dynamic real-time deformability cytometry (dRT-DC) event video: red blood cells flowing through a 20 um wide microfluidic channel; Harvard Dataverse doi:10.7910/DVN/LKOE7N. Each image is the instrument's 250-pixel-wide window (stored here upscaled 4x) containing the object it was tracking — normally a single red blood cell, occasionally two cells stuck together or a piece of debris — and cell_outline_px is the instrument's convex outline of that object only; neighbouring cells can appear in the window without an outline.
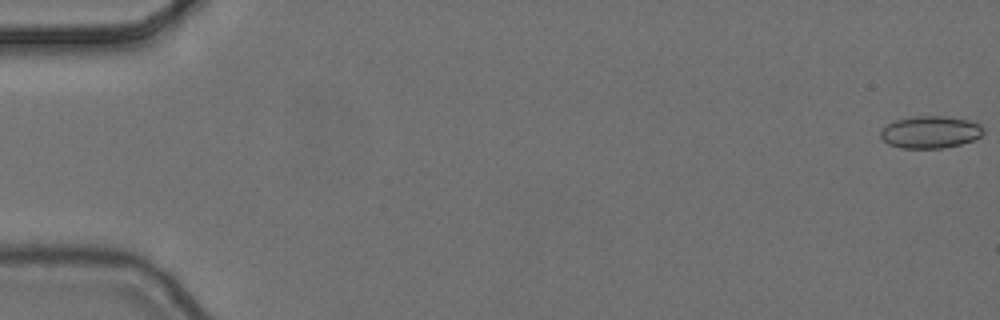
{"species": "common noctule bat (a hibernating species)", "species_latin": "Nyctalus noctula", "temperature_condition": "cold", "stored_images_in_passage": 4, "camera_frame_rate_fps": 3000, "um_per_image_px": 0.085, "animal": {"sex": "female", "body_mass_g": 24.6, "forearm_length_mm": 56.2}, "frame": {"image": 1, "passage_image": 1, "time_ms": 0.0, "image_size_px": [1000, 320], "cell_outline_px": [[984, 132], [980, 136], [972, 140], [960, 144], [944, 148], [900, 148], [888, 144], [880, 136], [880, 132], [888, 124], [896, 120], [912, 116], [948, 116], [968, 120], [980, 124], [984, 128]], "centroid_in_image_um": [79.09, 11.22], "position_along_channel_um": 5.9, "area_um2": 19.31}}
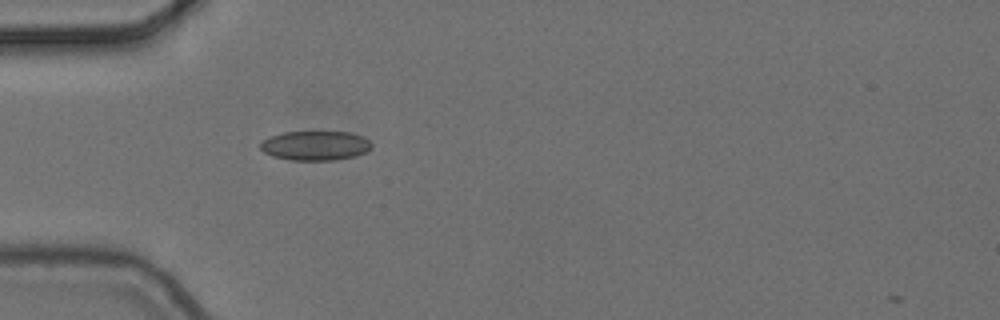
{"frame": {"image": 2, "passage_image": 4, "time_ms": 1.0, "image_size_px": [1000, 320], "cell_outline_px": [[372, 148], [356, 156], [336, 160], [292, 160], [272, 156], [264, 152], [260, 148], [260, 144], [268, 136], [284, 132], [352, 132], [364, 136], [372, 144]], "centroid_in_image_um": [26.82, 12.37], "position_along_channel_um": 58.2, "area_um2": 19.19}}